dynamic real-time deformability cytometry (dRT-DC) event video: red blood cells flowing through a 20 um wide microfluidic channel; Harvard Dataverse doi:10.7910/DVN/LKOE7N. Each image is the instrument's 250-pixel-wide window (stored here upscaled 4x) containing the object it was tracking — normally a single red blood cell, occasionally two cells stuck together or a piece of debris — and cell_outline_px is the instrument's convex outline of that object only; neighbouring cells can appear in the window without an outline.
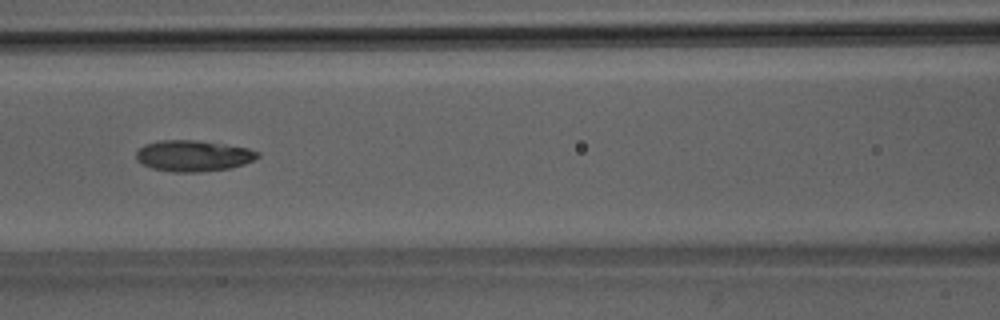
{"species": "Egyptian fruit bat (a non-hibernating species)", "species_latin": "Rousettus aegyptiacus", "temperature_condition": "room temperature", "stored_images_in_passage": 7, "camera_frame_rate_fps": 3000, "um_per_image_px": 0.085, "animal": {"sex": "male"}, "frame": {"image": 1, "passage_image": 7, "time_ms": 7.0, "image_size_px": [1000, 320], "cell_outline_px": [[260, 156], [244, 164], [232, 168], [200, 172], [172, 172], [152, 168], [136, 160], [136, 152], [144, 144], [160, 140], [196, 140], [224, 144], [248, 148], [260, 152]], "centroid_in_image_um": [16.43, 13.24], "position_along_channel_um": 150.2, "area_um2": 22.08}}